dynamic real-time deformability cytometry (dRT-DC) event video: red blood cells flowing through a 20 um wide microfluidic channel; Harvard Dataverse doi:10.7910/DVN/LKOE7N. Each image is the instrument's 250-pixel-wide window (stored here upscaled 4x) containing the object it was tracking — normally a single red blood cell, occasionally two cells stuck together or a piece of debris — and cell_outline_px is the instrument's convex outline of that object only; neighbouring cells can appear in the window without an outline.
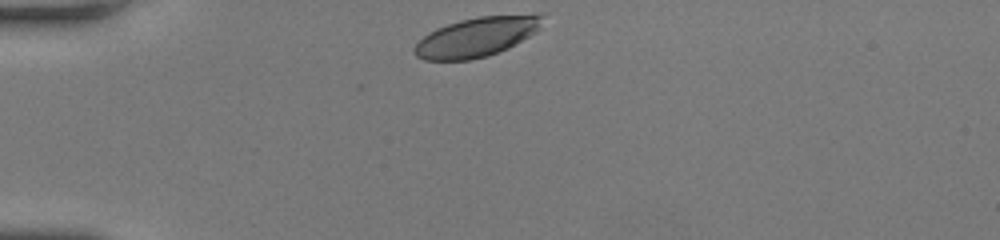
{"species": "human", "species_latin": "Homo sapiens", "temperature_condition": "room temperature", "stored_images_in_passage": 32, "camera_frame_rate_fps": 3000, "um_per_image_px": 0.085, "donor": {"sex": "female"}, "frame": {"image": 1, "passage_image": 1, "time_ms": 0.0, "image_size_px": [1000, 240], "cell_outline_px": [[544, 16], [536, 32], [508, 48], [488, 56], [468, 60], [424, 60], [416, 56], [412, 52], [412, 48], [428, 32], [436, 28], [460, 20], [480, 16]], "centroid_in_image_um": [40.41, 3.18], "position_along_channel_um": 44.6, "area_um2": 28.84}}
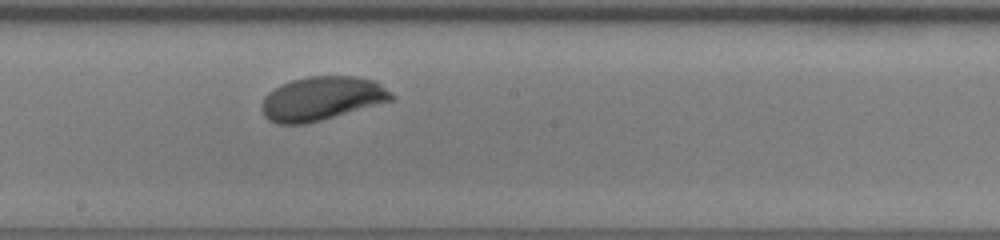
{"frame": {"image": 2, "passage_image": 18, "time_ms": 5.667, "image_size_px": [1000, 240], "cell_outline_px": [[396, 96], [392, 100], [320, 120], [304, 124], [276, 124], [268, 120], [264, 116], [260, 108], [260, 104], [264, 96], [268, 92], [280, 84], [292, 80], [308, 76], [356, 76], [376, 80]], "centroid_in_image_um": [27.31, 8.36], "position_along_channel_um": 220.9, "area_um2": 33.23}}
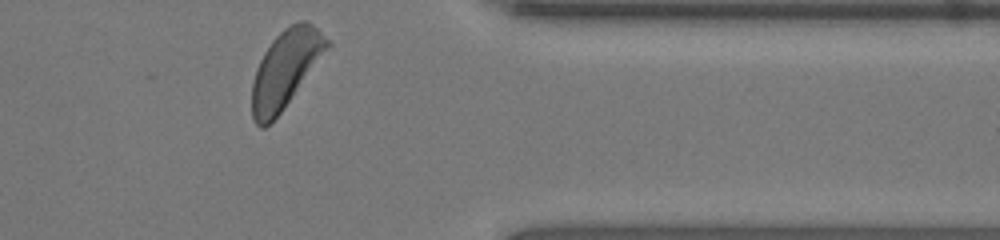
{"frame": {"image": 3, "passage_image": 32, "time_ms": 10.333, "image_size_px": [1000, 240], "cell_outline_px": [[332, 44], [280, 112], [264, 128], [260, 128], [256, 124], [252, 116], [252, 84], [256, 68], [264, 52], [272, 40], [284, 28], [300, 20], [308, 20]], "centroid_in_image_um": [24.25, 5.84], "position_along_channel_um": 387.1, "area_um2": 33.23}, "authors_computed_cell_mechanics": {"area_um2": 32.5703, "velocity_mm_per_s": 3.7717, "shape_relaxation_time_tau1_ms": 2.0016, "shape_relaxation_time_tau2_ms": null, "deformation_change_tau1": 0.1438, "deformation_change_tau2": null}}